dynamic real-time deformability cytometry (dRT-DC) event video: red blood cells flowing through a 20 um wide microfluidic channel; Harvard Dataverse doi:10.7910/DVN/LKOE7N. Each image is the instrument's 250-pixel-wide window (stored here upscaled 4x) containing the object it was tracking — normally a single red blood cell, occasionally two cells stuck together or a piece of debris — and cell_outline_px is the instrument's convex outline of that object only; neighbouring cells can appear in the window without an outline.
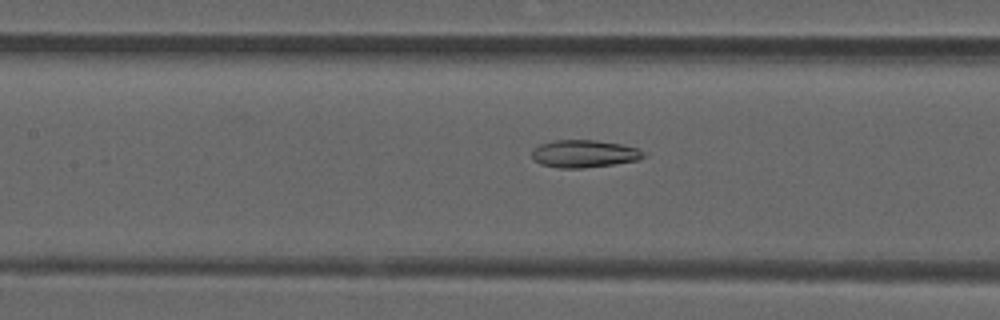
{"species": "common noctule bat (a hibernating species)", "species_latin": "Nyctalus noctula", "temperature_condition": "room temperature", "stored_images_in_passage": 53, "camera_frame_rate_fps": 3000, "um_per_image_px": 0.085, "animal": {"sex": "male", "forearm_length_mm": 52.5}, "frame": {"image": 1, "passage_image": 24, "time_ms": 7.667, "image_size_px": [1000, 320], "cell_outline_px": [[648, 156], [636, 160], [612, 164], [584, 168], [556, 168], [540, 164], [532, 160], [532, 152], [540, 144], [556, 140], [596, 140], [620, 144], [636, 148], [648, 152]], "centroid_in_image_um": [49.67, 13.07], "position_along_channel_um": 157.7, "area_um2": 17.98}}
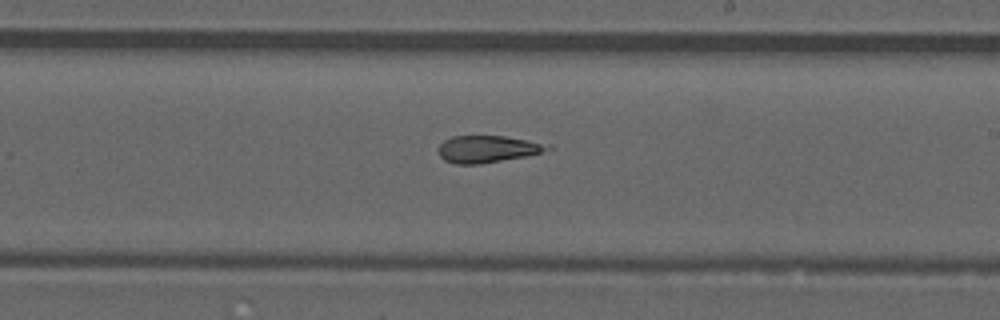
{"frame": {"image": 2, "passage_image": 31, "time_ms": 10.0, "image_size_px": [1000, 320], "cell_outline_px": [[552, 148], [540, 152], [524, 156], [476, 164], [456, 164], [444, 160], [440, 156], [440, 144], [444, 140], [452, 136], [504, 136], [552, 144]], "centroid_in_image_um": [41.44, 12.65], "position_along_channel_um": 247.6, "area_um2": 16.88}}
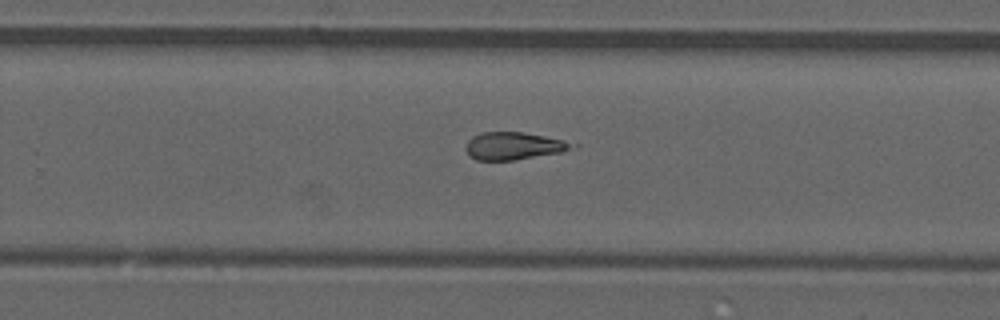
{"frame": {"image": 3, "passage_image": 34, "time_ms": 11.0, "image_size_px": [1000, 320], "cell_outline_px": [[580, 144], [560, 152], [512, 160], [476, 160], [468, 156], [464, 148], [468, 140], [472, 136], [480, 132], [524, 132], [564, 140]], "centroid_in_image_um": [43.6, 12.39], "position_along_channel_um": 286.2, "area_um2": 17.05}, "authors_computed_cell_mechanics": {"area_um2": 18.3226, "velocity_mm_per_s": 3.8714, "shape_relaxation_time_tau1_ms": null, "shape_relaxation_time_tau2_ms": 4.0488, "deformation_change_tau1": null, "deformation_change_tau2": 0.1438}}